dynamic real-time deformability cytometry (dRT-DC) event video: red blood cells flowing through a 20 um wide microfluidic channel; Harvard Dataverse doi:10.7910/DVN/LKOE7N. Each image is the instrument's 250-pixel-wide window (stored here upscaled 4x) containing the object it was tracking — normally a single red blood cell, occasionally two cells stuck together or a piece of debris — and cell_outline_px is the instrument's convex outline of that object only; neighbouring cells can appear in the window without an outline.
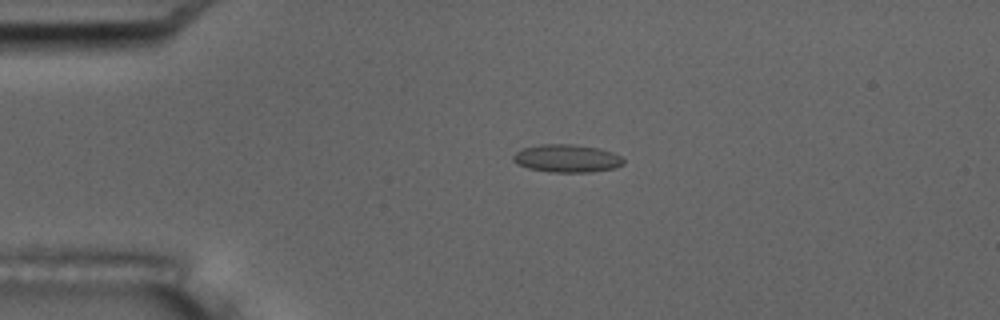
{"species": "common noctule bat (a hibernating species)", "species_latin": "Nyctalus noctula", "temperature_condition": "room temperature", "stored_images_in_passage": 6, "camera_frame_rate_fps": 3000, "um_per_image_px": 0.085, "animal": {"sex": "male", "body_mass_g": 17.5, "forearm_length_mm": 52.3}, "frame": {"image": 1, "passage_image": 4, "time_ms": 3.667, "image_size_px": [1000, 320], "cell_outline_px": [[624, 164], [616, 168], [592, 172], [548, 172], [528, 168], [512, 160], [512, 156], [516, 152], [524, 148], [540, 144], [572, 144], [600, 148], [612, 152], [620, 156], [624, 160]], "centroid_in_image_um": [48.21, 13.46], "position_along_channel_um": 36.8, "area_um2": 17.98}}